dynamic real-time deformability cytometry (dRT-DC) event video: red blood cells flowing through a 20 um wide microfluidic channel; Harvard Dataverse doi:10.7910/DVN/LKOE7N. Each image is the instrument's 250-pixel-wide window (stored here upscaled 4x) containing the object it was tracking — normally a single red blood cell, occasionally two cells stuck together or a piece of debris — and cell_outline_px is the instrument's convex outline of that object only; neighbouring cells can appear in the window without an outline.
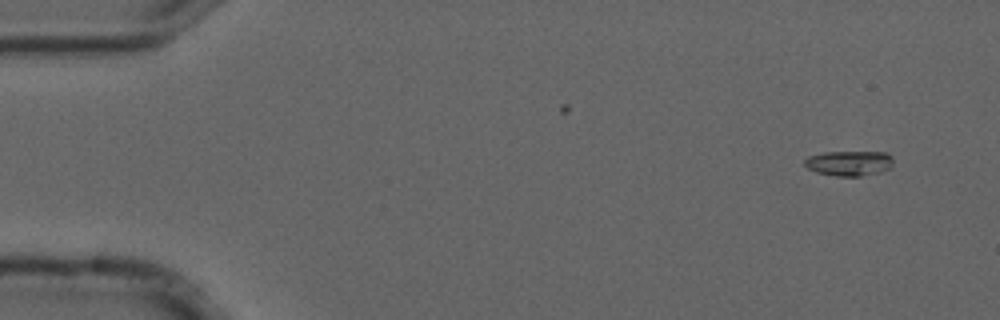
{"species": "common noctule bat (a hibernating species)", "species_latin": "Nyctalus noctula", "temperature_condition": "cold", "stored_images_in_passage": 10, "camera_frame_rate_fps": 3000, "um_per_image_px": 0.085, "animal": {"sex": "male", "forearm_length_mm": 52.5}, "frame": {"image": 1, "passage_image": 1, "time_ms": 0.0, "image_size_px": [1000, 320], "cell_outline_px": [[892, 168], [880, 172], [860, 176], [836, 176], [816, 172], [808, 168], [804, 164], [804, 160], [808, 156], [824, 152], [888, 152], [892, 156]], "centroid_in_image_um": [72.19, 13.87], "position_along_channel_um": 12.8, "area_um2": 13.06}}
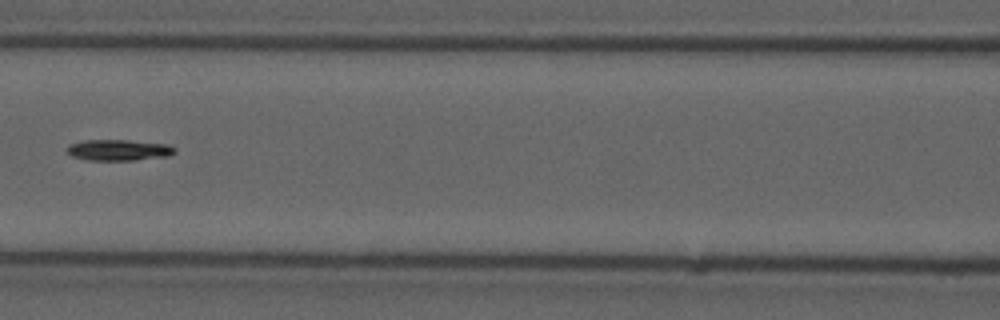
{"frame": {"image": 2, "passage_image": 7, "time_ms": 2.0, "image_size_px": [1000, 320], "cell_outline_px": [[176, 152], [168, 156], [136, 160], [88, 160], [72, 156], [68, 152], [68, 144], [84, 140], [128, 140], [168, 144], [176, 148]], "centroid_in_image_um": [10.12, 12.75], "position_along_channel_um": 156.5, "area_um2": 13.24}}
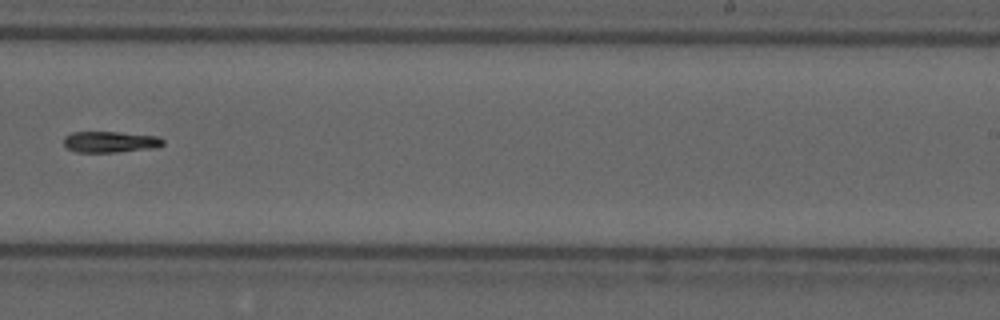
{"frame": {"image": 3, "passage_image": 10, "time_ms": 3.0, "image_size_px": [1000, 320], "cell_outline_px": [[164, 144], [156, 148], [116, 152], [76, 152], [68, 148], [64, 144], [64, 136], [72, 132], [116, 132], [160, 136], [164, 140]], "centroid_in_image_um": [9.4, 12.06], "position_along_channel_um": 279.6, "area_um2": 12.31}}